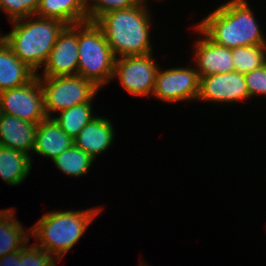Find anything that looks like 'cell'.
<instances>
[{
    "label": "cell",
    "instance_id": "6da1fadb",
    "mask_svg": "<svg viewBox=\"0 0 266 266\" xmlns=\"http://www.w3.org/2000/svg\"><path fill=\"white\" fill-rule=\"evenodd\" d=\"M256 19L247 0H230L218 6L196 26L215 44L226 48L266 45Z\"/></svg>",
    "mask_w": 266,
    "mask_h": 266
},
{
    "label": "cell",
    "instance_id": "7a4b0ae2",
    "mask_svg": "<svg viewBox=\"0 0 266 266\" xmlns=\"http://www.w3.org/2000/svg\"><path fill=\"white\" fill-rule=\"evenodd\" d=\"M147 0L126 9L101 15L95 23L102 29L116 58L153 53L150 40L151 11Z\"/></svg>",
    "mask_w": 266,
    "mask_h": 266
},
{
    "label": "cell",
    "instance_id": "3957f363",
    "mask_svg": "<svg viewBox=\"0 0 266 266\" xmlns=\"http://www.w3.org/2000/svg\"><path fill=\"white\" fill-rule=\"evenodd\" d=\"M12 24V30L4 35V41L23 63L38 74L67 25L58 19L35 15L12 21Z\"/></svg>",
    "mask_w": 266,
    "mask_h": 266
},
{
    "label": "cell",
    "instance_id": "277c9868",
    "mask_svg": "<svg viewBox=\"0 0 266 266\" xmlns=\"http://www.w3.org/2000/svg\"><path fill=\"white\" fill-rule=\"evenodd\" d=\"M101 207L76 211H51L31 226V235L40 242L35 244L50 252L57 261L62 260L84 235Z\"/></svg>",
    "mask_w": 266,
    "mask_h": 266
},
{
    "label": "cell",
    "instance_id": "5b68a950",
    "mask_svg": "<svg viewBox=\"0 0 266 266\" xmlns=\"http://www.w3.org/2000/svg\"><path fill=\"white\" fill-rule=\"evenodd\" d=\"M78 53V75L100 89L112 80L116 57L95 22L78 23Z\"/></svg>",
    "mask_w": 266,
    "mask_h": 266
},
{
    "label": "cell",
    "instance_id": "8992f818",
    "mask_svg": "<svg viewBox=\"0 0 266 266\" xmlns=\"http://www.w3.org/2000/svg\"><path fill=\"white\" fill-rule=\"evenodd\" d=\"M44 95L47 117L85 102H92L100 88L76 74L57 77H38Z\"/></svg>",
    "mask_w": 266,
    "mask_h": 266
},
{
    "label": "cell",
    "instance_id": "52a82bcc",
    "mask_svg": "<svg viewBox=\"0 0 266 266\" xmlns=\"http://www.w3.org/2000/svg\"><path fill=\"white\" fill-rule=\"evenodd\" d=\"M159 65L153 53L119 57L115 59L112 80L119 79V84L130 95L152 96Z\"/></svg>",
    "mask_w": 266,
    "mask_h": 266
},
{
    "label": "cell",
    "instance_id": "ba28073f",
    "mask_svg": "<svg viewBox=\"0 0 266 266\" xmlns=\"http://www.w3.org/2000/svg\"><path fill=\"white\" fill-rule=\"evenodd\" d=\"M0 113L36 124L46 119L44 95L38 76L25 85L1 91Z\"/></svg>",
    "mask_w": 266,
    "mask_h": 266
},
{
    "label": "cell",
    "instance_id": "9c48e42d",
    "mask_svg": "<svg viewBox=\"0 0 266 266\" xmlns=\"http://www.w3.org/2000/svg\"><path fill=\"white\" fill-rule=\"evenodd\" d=\"M165 69H158L152 96L166 103L197 101L200 77L196 67Z\"/></svg>",
    "mask_w": 266,
    "mask_h": 266
},
{
    "label": "cell",
    "instance_id": "30bf717a",
    "mask_svg": "<svg viewBox=\"0 0 266 266\" xmlns=\"http://www.w3.org/2000/svg\"><path fill=\"white\" fill-rule=\"evenodd\" d=\"M249 98L243 73L231 72L200 77L197 101L236 103Z\"/></svg>",
    "mask_w": 266,
    "mask_h": 266
},
{
    "label": "cell",
    "instance_id": "8fae6325",
    "mask_svg": "<svg viewBox=\"0 0 266 266\" xmlns=\"http://www.w3.org/2000/svg\"><path fill=\"white\" fill-rule=\"evenodd\" d=\"M78 24L67 25L59 34L38 77L76 75L78 72ZM42 75V76H41Z\"/></svg>",
    "mask_w": 266,
    "mask_h": 266
},
{
    "label": "cell",
    "instance_id": "7c38bea8",
    "mask_svg": "<svg viewBox=\"0 0 266 266\" xmlns=\"http://www.w3.org/2000/svg\"><path fill=\"white\" fill-rule=\"evenodd\" d=\"M201 38L194 42V60L199 77L235 72L232 49L215 44L197 26Z\"/></svg>",
    "mask_w": 266,
    "mask_h": 266
},
{
    "label": "cell",
    "instance_id": "4fadbf2b",
    "mask_svg": "<svg viewBox=\"0 0 266 266\" xmlns=\"http://www.w3.org/2000/svg\"><path fill=\"white\" fill-rule=\"evenodd\" d=\"M113 124L104 116H95L74 138V145L94 160L112 146L115 138Z\"/></svg>",
    "mask_w": 266,
    "mask_h": 266
},
{
    "label": "cell",
    "instance_id": "5bb4252c",
    "mask_svg": "<svg viewBox=\"0 0 266 266\" xmlns=\"http://www.w3.org/2000/svg\"><path fill=\"white\" fill-rule=\"evenodd\" d=\"M38 124L0 113V145L33 155Z\"/></svg>",
    "mask_w": 266,
    "mask_h": 266
},
{
    "label": "cell",
    "instance_id": "9a60e30c",
    "mask_svg": "<svg viewBox=\"0 0 266 266\" xmlns=\"http://www.w3.org/2000/svg\"><path fill=\"white\" fill-rule=\"evenodd\" d=\"M74 145V139L68 136L53 118L47 117L38 123L33 152L51 160Z\"/></svg>",
    "mask_w": 266,
    "mask_h": 266
},
{
    "label": "cell",
    "instance_id": "2e32d148",
    "mask_svg": "<svg viewBox=\"0 0 266 266\" xmlns=\"http://www.w3.org/2000/svg\"><path fill=\"white\" fill-rule=\"evenodd\" d=\"M36 75L33 69L13 53L4 40L0 42V92L25 85Z\"/></svg>",
    "mask_w": 266,
    "mask_h": 266
},
{
    "label": "cell",
    "instance_id": "e0dca14e",
    "mask_svg": "<svg viewBox=\"0 0 266 266\" xmlns=\"http://www.w3.org/2000/svg\"><path fill=\"white\" fill-rule=\"evenodd\" d=\"M35 16L73 25L88 21L86 0H40Z\"/></svg>",
    "mask_w": 266,
    "mask_h": 266
},
{
    "label": "cell",
    "instance_id": "ac0fdd59",
    "mask_svg": "<svg viewBox=\"0 0 266 266\" xmlns=\"http://www.w3.org/2000/svg\"><path fill=\"white\" fill-rule=\"evenodd\" d=\"M32 156L0 145V176L9 186H19L28 177Z\"/></svg>",
    "mask_w": 266,
    "mask_h": 266
},
{
    "label": "cell",
    "instance_id": "d6986e66",
    "mask_svg": "<svg viewBox=\"0 0 266 266\" xmlns=\"http://www.w3.org/2000/svg\"><path fill=\"white\" fill-rule=\"evenodd\" d=\"M14 208L0 210V257L21 250L29 241L28 232L17 220Z\"/></svg>",
    "mask_w": 266,
    "mask_h": 266
},
{
    "label": "cell",
    "instance_id": "ffe728a7",
    "mask_svg": "<svg viewBox=\"0 0 266 266\" xmlns=\"http://www.w3.org/2000/svg\"><path fill=\"white\" fill-rule=\"evenodd\" d=\"M92 103L85 102L59 112V116L52 117L61 129L73 139L95 116Z\"/></svg>",
    "mask_w": 266,
    "mask_h": 266
},
{
    "label": "cell",
    "instance_id": "44dd1931",
    "mask_svg": "<svg viewBox=\"0 0 266 266\" xmlns=\"http://www.w3.org/2000/svg\"><path fill=\"white\" fill-rule=\"evenodd\" d=\"M94 159L75 145L62 152L52 162L68 176L81 177L88 173Z\"/></svg>",
    "mask_w": 266,
    "mask_h": 266
},
{
    "label": "cell",
    "instance_id": "7402d4cb",
    "mask_svg": "<svg viewBox=\"0 0 266 266\" xmlns=\"http://www.w3.org/2000/svg\"><path fill=\"white\" fill-rule=\"evenodd\" d=\"M236 72L247 73L266 63V45L242 46L232 49Z\"/></svg>",
    "mask_w": 266,
    "mask_h": 266
},
{
    "label": "cell",
    "instance_id": "603a6c76",
    "mask_svg": "<svg viewBox=\"0 0 266 266\" xmlns=\"http://www.w3.org/2000/svg\"><path fill=\"white\" fill-rule=\"evenodd\" d=\"M54 256L38 247L35 243H28L18 251L13 252V266H56Z\"/></svg>",
    "mask_w": 266,
    "mask_h": 266
},
{
    "label": "cell",
    "instance_id": "cb8c5ba5",
    "mask_svg": "<svg viewBox=\"0 0 266 266\" xmlns=\"http://www.w3.org/2000/svg\"><path fill=\"white\" fill-rule=\"evenodd\" d=\"M142 0H86L88 21L95 22L101 15L133 7Z\"/></svg>",
    "mask_w": 266,
    "mask_h": 266
},
{
    "label": "cell",
    "instance_id": "d4e9b609",
    "mask_svg": "<svg viewBox=\"0 0 266 266\" xmlns=\"http://www.w3.org/2000/svg\"><path fill=\"white\" fill-rule=\"evenodd\" d=\"M40 0H0V9L8 20L15 21L35 15Z\"/></svg>",
    "mask_w": 266,
    "mask_h": 266
},
{
    "label": "cell",
    "instance_id": "484cf974",
    "mask_svg": "<svg viewBox=\"0 0 266 266\" xmlns=\"http://www.w3.org/2000/svg\"><path fill=\"white\" fill-rule=\"evenodd\" d=\"M249 98L266 96V63L244 74Z\"/></svg>",
    "mask_w": 266,
    "mask_h": 266
},
{
    "label": "cell",
    "instance_id": "4316f807",
    "mask_svg": "<svg viewBox=\"0 0 266 266\" xmlns=\"http://www.w3.org/2000/svg\"><path fill=\"white\" fill-rule=\"evenodd\" d=\"M0 266H13V252L0 257Z\"/></svg>",
    "mask_w": 266,
    "mask_h": 266
},
{
    "label": "cell",
    "instance_id": "83f0119b",
    "mask_svg": "<svg viewBox=\"0 0 266 266\" xmlns=\"http://www.w3.org/2000/svg\"><path fill=\"white\" fill-rule=\"evenodd\" d=\"M0 32H1V31H0ZM2 40H4V35L1 36V34H0V42H1Z\"/></svg>",
    "mask_w": 266,
    "mask_h": 266
},
{
    "label": "cell",
    "instance_id": "f1b7e54d",
    "mask_svg": "<svg viewBox=\"0 0 266 266\" xmlns=\"http://www.w3.org/2000/svg\"><path fill=\"white\" fill-rule=\"evenodd\" d=\"M139 266H147V265L145 264V262H143L142 264L139 263Z\"/></svg>",
    "mask_w": 266,
    "mask_h": 266
}]
</instances>
